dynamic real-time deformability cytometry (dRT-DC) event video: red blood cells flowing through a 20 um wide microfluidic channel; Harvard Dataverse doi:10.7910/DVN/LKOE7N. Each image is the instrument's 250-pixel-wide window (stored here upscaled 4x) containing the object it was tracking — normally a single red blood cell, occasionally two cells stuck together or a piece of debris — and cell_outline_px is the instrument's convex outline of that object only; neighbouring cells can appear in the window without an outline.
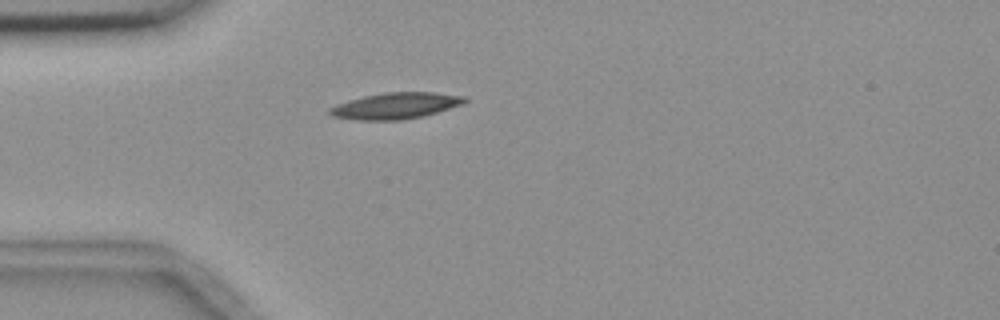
{"species": "common noctule bat (a hibernating species)", "species_latin": "Nyctalus noctula", "temperature_condition": "room temperature", "stored_images_in_passage": 1, "camera_frame_rate_fps": 3000, "um_per_image_px": 0.085, "animal": {"sex": "female", "body_mass_g": 18.4}, "frame": {"image": 1, "passage_image": 1, "time_ms": 0.0, "image_size_px": [1000, 320], "cell_outline_px": [[468, 100], [460, 104], [424, 116], [400, 120], [356, 120], [332, 116], [328, 112], [328, 108], [336, 104], [348, 100], [364, 96], [384, 92], [432, 92], [464, 96]], "centroid_in_image_um": [33.56, 8.99], "position_along_channel_um": 51.4, "area_um2": 20.52}}